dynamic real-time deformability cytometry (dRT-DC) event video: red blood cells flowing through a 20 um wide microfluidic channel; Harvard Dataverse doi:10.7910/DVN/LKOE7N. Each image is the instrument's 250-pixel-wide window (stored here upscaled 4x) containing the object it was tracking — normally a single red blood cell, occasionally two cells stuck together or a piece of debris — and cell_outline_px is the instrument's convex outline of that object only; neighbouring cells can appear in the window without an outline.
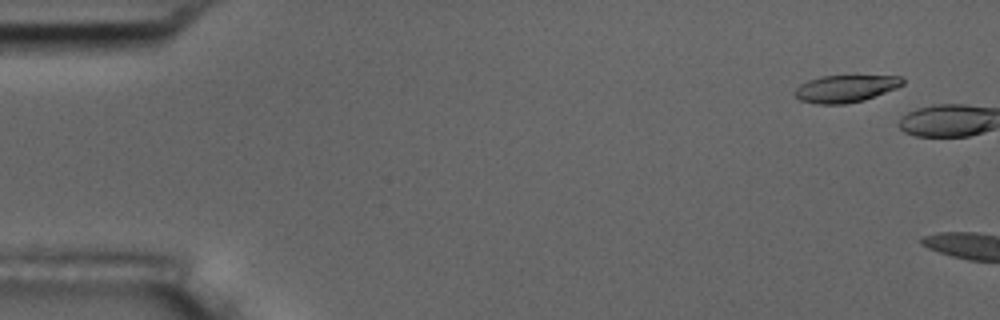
{"species": "common noctule bat (a hibernating species)", "species_latin": "Nyctalus noctula", "temperature_condition": "room temperature", "stored_images_in_passage": 2, "camera_frame_rate_fps": 3000, "um_per_image_px": 0.085, "animal": {"sex": "male", "body_mass_g": 17.5, "forearm_length_mm": 52.3}, "frame": {"image": 1, "passage_image": 1, "time_ms": 0.0, "image_size_px": [1000, 320], "cell_outline_px": [[904, 84], [896, 88], [864, 100], [844, 104], [816, 104], [800, 100], [792, 92], [800, 84], [808, 80], [820, 76], [900, 76], [904, 80]], "centroid_in_image_um": [71.83, 7.53], "position_along_channel_um": 13.2, "area_um2": 17.05}}